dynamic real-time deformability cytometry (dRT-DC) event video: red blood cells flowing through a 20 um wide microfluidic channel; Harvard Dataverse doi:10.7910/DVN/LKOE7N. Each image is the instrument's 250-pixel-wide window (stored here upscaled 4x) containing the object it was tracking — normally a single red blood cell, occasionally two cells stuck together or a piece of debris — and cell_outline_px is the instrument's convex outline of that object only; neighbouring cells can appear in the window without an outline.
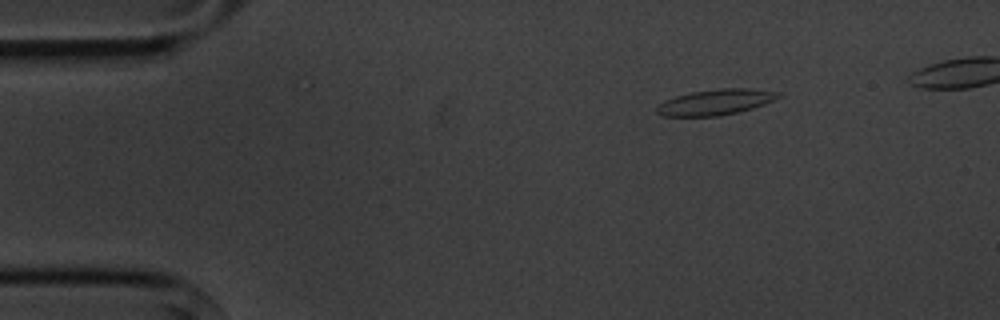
{"species": "common noctule bat (a hibernating species)", "species_latin": "Nyctalus noctula", "temperature_condition": "cold", "stored_images_in_passage": 4, "camera_frame_rate_fps": 3000, "um_per_image_px": 0.085, "animal": {"sex": "male", "body_mass_g": 20.1, "forearm_length_mm": 53.5}, "frame": {"image": 1, "passage_image": 2, "time_ms": 1.333, "image_size_px": [1000, 320], "cell_outline_px": [[780, 96], [764, 104], [752, 108], [720, 116], [664, 116], [656, 112], [656, 108], [664, 100], [676, 96], [692, 92], [720, 88], [748, 88], [780, 92]], "centroid_in_image_um": [60.8, 8.68], "position_along_channel_um": 24.2, "area_um2": 17.98}}